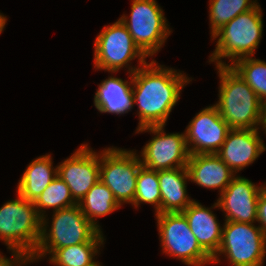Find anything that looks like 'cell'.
I'll return each instance as SVG.
<instances>
[{"label":"cell","mask_w":266,"mask_h":266,"mask_svg":"<svg viewBox=\"0 0 266 266\" xmlns=\"http://www.w3.org/2000/svg\"><path fill=\"white\" fill-rule=\"evenodd\" d=\"M11 252L13 259H8L0 253V266H22L28 264V262L29 264L33 262L32 256L27 253L15 250H11Z\"/></svg>","instance_id":"obj_27"},{"label":"cell","mask_w":266,"mask_h":266,"mask_svg":"<svg viewBox=\"0 0 266 266\" xmlns=\"http://www.w3.org/2000/svg\"><path fill=\"white\" fill-rule=\"evenodd\" d=\"M130 82L114 76L101 81L94 96V106L100 113L123 115L133 107L132 74Z\"/></svg>","instance_id":"obj_18"},{"label":"cell","mask_w":266,"mask_h":266,"mask_svg":"<svg viewBox=\"0 0 266 266\" xmlns=\"http://www.w3.org/2000/svg\"><path fill=\"white\" fill-rule=\"evenodd\" d=\"M57 168V176L66 183L73 199L79 203L100 180V153L94 152L88 144H82Z\"/></svg>","instance_id":"obj_13"},{"label":"cell","mask_w":266,"mask_h":266,"mask_svg":"<svg viewBox=\"0 0 266 266\" xmlns=\"http://www.w3.org/2000/svg\"><path fill=\"white\" fill-rule=\"evenodd\" d=\"M253 89L260 102L266 104V62L252 57H244L230 65Z\"/></svg>","instance_id":"obj_24"},{"label":"cell","mask_w":266,"mask_h":266,"mask_svg":"<svg viewBox=\"0 0 266 266\" xmlns=\"http://www.w3.org/2000/svg\"><path fill=\"white\" fill-rule=\"evenodd\" d=\"M187 170L191 182L221 194L236 176L216 154L190 155Z\"/></svg>","instance_id":"obj_17"},{"label":"cell","mask_w":266,"mask_h":266,"mask_svg":"<svg viewBox=\"0 0 266 266\" xmlns=\"http://www.w3.org/2000/svg\"><path fill=\"white\" fill-rule=\"evenodd\" d=\"M230 129L215 105L206 106L192 118L184 132L190 155L216 154Z\"/></svg>","instance_id":"obj_12"},{"label":"cell","mask_w":266,"mask_h":266,"mask_svg":"<svg viewBox=\"0 0 266 266\" xmlns=\"http://www.w3.org/2000/svg\"><path fill=\"white\" fill-rule=\"evenodd\" d=\"M264 185L235 176L217 200L218 209L225 212V221L256 223L258 198Z\"/></svg>","instance_id":"obj_14"},{"label":"cell","mask_w":266,"mask_h":266,"mask_svg":"<svg viewBox=\"0 0 266 266\" xmlns=\"http://www.w3.org/2000/svg\"><path fill=\"white\" fill-rule=\"evenodd\" d=\"M222 254L233 266H262L266 255L262 228L253 223L225 221L221 244L212 263L218 264Z\"/></svg>","instance_id":"obj_6"},{"label":"cell","mask_w":266,"mask_h":266,"mask_svg":"<svg viewBox=\"0 0 266 266\" xmlns=\"http://www.w3.org/2000/svg\"><path fill=\"white\" fill-rule=\"evenodd\" d=\"M262 129L265 131L264 133L266 134V104L264 105V110H263V125Z\"/></svg>","instance_id":"obj_30"},{"label":"cell","mask_w":266,"mask_h":266,"mask_svg":"<svg viewBox=\"0 0 266 266\" xmlns=\"http://www.w3.org/2000/svg\"><path fill=\"white\" fill-rule=\"evenodd\" d=\"M257 210V222L266 236V183L259 194Z\"/></svg>","instance_id":"obj_28"},{"label":"cell","mask_w":266,"mask_h":266,"mask_svg":"<svg viewBox=\"0 0 266 266\" xmlns=\"http://www.w3.org/2000/svg\"><path fill=\"white\" fill-rule=\"evenodd\" d=\"M163 253L188 266H203L212 257L199 245L182 212L155 214Z\"/></svg>","instance_id":"obj_9"},{"label":"cell","mask_w":266,"mask_h":266,"mask_svg":"<svg viewBox=\"0 0 266 266\" xmlns=\"http://www.w3.org/2000/svg\"><path fill=\"white\" fill-rule=\"evenodd\" d=\"M164 125L137 129L135 133L150 132L152 139L145 144L140 154L142 166L159 171L187 168L190 153L185 133H167Z\"/></svg>","instance_id":"obj_11"},{"label":"cell","mask_w":266,"mask_h":266,"mask_svg":"<svg viewBox=\"0 0 266 266\" xmlns=\"http://www.w3.org/2000/svg\"><path fill=\"white\" fill-rule=\"evenodd\" d=\"M57 175L58 168L53 167L52 156H40L27 166L16 191L24 199L35 202Z\"/></svg>","instance_id":"obj_20"},{"label":"cell","mask_w":266,"mask_h":266,"mask_svg":"<svg viewBox=\"0 0 266 266\" xmlns=\"http://www.w3.org/2000/svg\"><path fill=\"white\" fill-rule=\"evenodd\" d=\"M7 22V17L0 13V34L4 31Z\"/></svg>","instance_id":"obj_29"},{"label":"cell","mask_w":266,"mask_h":266,"mask_svg":"<svg viewBox=\"0 0 266 266\" xmlns=\"http://www.w3.org/2000/svg\"><path fill=\"white\" fill-rule=\"evenodd\" d=\"M46 216L42 218L40 241L32 255L34 262L47 254L51 256L59 248L82 243H103L105 240L103 233L86 218L78 204L54 211L51 228L47 225Z\"/></svg>","instance_id":"obj_3"},{"label":"cell","mask_w":266,"mask_h":266,"mask_svg":"<svg viewBox=\"0 0 266 266\" xmlns=\"http://www.w3.org/2000/svg\"><path fill=\"white\" fill-rule=\"evenodd\" d=\"M163 12L156 0H132L130 18H119L146 57L156 55L172 32Z\"/></svg>","instance_id":"obj_8"},{"label":"cell","mask_w":266,"mask_h":266,"mask_svg":"<svg viewBox=\"0 0 266 266\" xmlns=\"http://www.w3.org/2000/svg\"><path fill=\"white\" fill-rule=\"evenodd\" d=\"M257 0H209L211 37L237 15L253 9Z\"/></svg>","instance_id":"obj_23"},{"label":"cell","mask_w":266,"mask_h":266,"mask_svg":"<svg viewBox=\"0 0 266 266\" xmlns=\"http://www.w3.org/2000/svg\"><path fill=\"white\" fill-rule=\"evenodd\" d=\"M102 245L104 243H82L59 248L49 256L48 261L55 266H94L98 261L93 258L98 255Z\"/></svg>","instance_id":"obj_22"},{"label":"cell","mask_w":266,"mask_h":266,"mask_svg":"<svg viewBox=\"0 0 266 266\" xmlns=\"http://www.w3.org/2000/svg\"><path fill=\"white\" fill-rule=\"evenodd\" d=\"M219 208L217 201L211 208L193 201L182 213L188 220L190 230L195 235L199 245L213 257L221 244L222 229L216 215L210 209Z\"/></svg>","instance_id":"obj_16"},{"label":"cell","mask_w":266,"mask_h":266,"mask_svg":"<svg viewBox=\"0 0 266 266\" xmlns=\"http://www.w3.org/2000/svg\"><path fill=\"white\" fill-rule=\"evenodd\" d=\"M263 15L259 3L251 10L241 13L218 30L211 38L216 47L209 56V62L216 66H230L238 59L253 57L258 48L263 31ZM230 59V64L223 62Z\"/></svg>","instance_id":"obj_4"},{"label":"cell","mask_w":266,"mask_h":266,"mask_svg":"<svg viewBox=\"0 0 266 266\" xmlns=\"http://www.w3.org/2000/svg\"><path fill=\"white\" fill-rule=\"evenodd\" d=\"M137 58V67H130V61ZM146 56L135 45L127 27L118 19L110 26H104L94 42V68L111 73L123 67L133 74L146 63Z\"/></svg>","instance_id":"obj_7"},{"label":"cell","mask_w":266,"mask_h":266,"mask_svg":"<svg viewBox=\"0 0 266 266\" xmlns=\"http://www.w3.org/2000/svg\"><path fill=\"white\" fill-rule=\"evenodd\" d=\"M78 204L72 197L70 188L57 176L39 198L34 202V206L41 218L45 216L46 209L53 208L54 211L69 208Z\"/></svg>","instance_id":"obj_25"},{"label":"cell","mask_w":266,"mask_h":266,"mask_svg":"<svg viewBox=\"0 0 266 266\" xmlns=\"http://www.w3.org/2000/svg\"><path fill=\"white\" fill-rule=\"evenodd\" d=\"M259 129H230L216 155L236 174L265 150Z\"/></svg>","instance_id":"obj_15"},{"label":"cell","mask_w":266,"mask_h":266,"mask_svg":"<svg viewBox=\"0 0 266 266\" xmlns=\"http://www.w3.org/2000/svg\"><path fill=\"white\" fill-rule=\"evenodd\" d=\"M42 218L34 202L17 198L0 207V240L8 250L33 255L40 241Z\"/></svg>","instance_id":"obj_5"},{"label":"cell","mask_w":266,"mask_h":266,"mask_svg":"<svg viewBox=\"0 0 266 266\" xmlns=\"http://www.w3.org/2000/svg\"><path fill=\"white\" fill-rule=\"evenodd\" d=\"M219 100L214 104L231 129H261L264 105L231 66H216ZM261 128H260V127Z\"/></svg>","instance_id":"obj_2"},{"label":"cell","mask_w":266,"mask_h":266,"mask_svg":"<svg viewBox=\"0 0 266 266\" xmlns=\"http://www.w3.org/2000/svg\"><path fill=\"white\" fill-rule=\"evenodd\" d=\"M141 167L136 151L108 147L100 152V181L112 191L120 206L123 203L133 204Z\"/></svg>","instance_id":"obj_10"},{"label":"cell","mask_w":266,"mask_h":266,"mask_svg":"<svg viewBox=\"0 0 266 266\" xmlns=\"http://www.w3.org/2000/svg\"><path fill=\"white\" fill-rule=\"evenodd\" d=\"M140 203L151 204L155 214H161V191L158 171L142 166L137 175V186L133 206L138 208Z\"/></svg>","instance_id":"obj_26"},{"label":"cell","mask_w":266,"mask_h":266,"mask_svg":"<svg viewBox=\"0 0 266 266\" xmlns=\"http://www.w3.org/2000/svg\"><path fill=\"white\" fill-rule=\"evenodd\" d=\"M161 191V213L183 212L193 201L187 195V168L158 171Z\"/></svg>","instance_id":"obj_19"},{"label":"cell","mask_w":266,"mask_h":266,"mask_svg":"<svg viewBox=\"0 0 266 266\" xmlns=\"http://www.w3.org/2000/svg\"><path fill=\"white\" fill-rule=\"evenodd\" d=\"M78 205L86 218L100 232L102 230L96 219L121 207L115 200L112 191L100 180L87 192Z\"/></svg>","instance_id":"obj_21"},{"label":"cell","mask_w":266,"mask_h":266,"mask_svg":"<svg viewBox=\"0 0 266 266\" xmlns=\"http://www.w3.org/2000/svg\"><path fill=\"white\" fill-rule=\"evenodd\" d=\"M94 266H102V264L100 265V263H97L96 265H94Z\"/></svg>","instance_id":"obj_31"},{"label":"cell","mask_w":266,"mask_h":266,"mask_svg":"<svg viewBox=\"0 0 266 266\" xmlns=\"http://www.w3.org/2000/svg\"><path fill=\"white\" fill-rule=\"evenodd\" d=\"M190 80L182 72L164 67L153 59L132 74L133 105L138 106L137 129L167 122L181 90Z\"/></svg>","instance_id":"obj_1"}]
</instances>
